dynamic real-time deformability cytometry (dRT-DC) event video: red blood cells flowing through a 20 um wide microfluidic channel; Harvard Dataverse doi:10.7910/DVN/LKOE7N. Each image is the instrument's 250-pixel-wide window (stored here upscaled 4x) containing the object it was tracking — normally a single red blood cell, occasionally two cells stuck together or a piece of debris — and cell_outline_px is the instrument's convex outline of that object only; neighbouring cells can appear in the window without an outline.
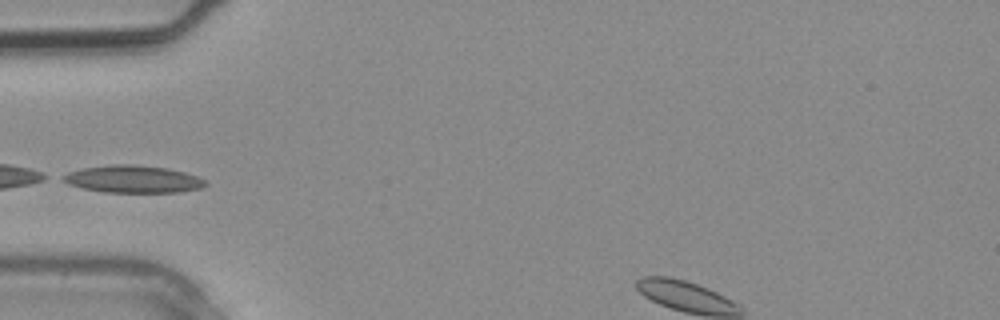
{"species": "common noctule bat (a hibernating species)", "species_latin": "Nyctalus noctula", "temperature_condition": "warm", "stored_images_in_passage": 3, "camera_frame_rate_fps": 3000, "um_per_image_px": 0.085, "animal": {"sex": "male", "body_mass_g": 20.4}, "frame": {"image": 1, "passage_image": 3, "time_ms": 0.667, "image_size_px": [1000, 320], "cell_outline_px": [[208, 184], [200, 188], [180, 192], [104, 192], [80, 188], [68, 184], [60, 180], [60, 176], [68, 172], [84, 168], [112, 164], [132, 164], [164, 168], [184, 172], [196, 176], [204, 180]], "centroid_in_image_um": [11.24, 15.23], "position_along_channel_um": 73.8, "area_um2": 22.66}}